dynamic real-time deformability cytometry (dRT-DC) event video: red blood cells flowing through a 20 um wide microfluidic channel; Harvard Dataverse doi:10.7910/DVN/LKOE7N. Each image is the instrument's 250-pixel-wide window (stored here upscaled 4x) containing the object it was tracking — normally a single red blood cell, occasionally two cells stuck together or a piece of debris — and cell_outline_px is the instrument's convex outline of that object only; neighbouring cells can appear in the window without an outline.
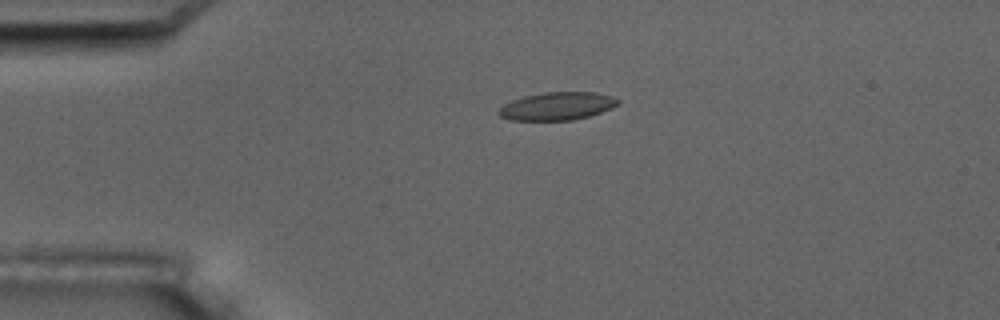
{"species": "common noctule bat (a hibernating species)", "species_latin": "Nyctalus noctula", "temperature_condition": "room temperature", "stored_images_in_passage": 4, "camera_frame_rate_fps": 3000, "um_per_image_px": 0.085, "animal": {"sex": "male", "body_mass_g": 17.5, "forearm_length_mm": 52.3}, "frame": {"image": 1, "passage_image": 3, "time_ms": 2.333, "image_size_px": [1000, 320], "cell_outline_px": [[620, 104], [612, 108], [588, 116], [572, 120], [508, 120], [500, 116], [496, 112], [504, 104], [512, 100], [524, 96], [544, 92], [596, 92], [612, 96], [620, 100]], "centroid_in_image_um": [47.36, 9.02], "position_along_channel_um": 37.6, "area_um2": 19.48}}